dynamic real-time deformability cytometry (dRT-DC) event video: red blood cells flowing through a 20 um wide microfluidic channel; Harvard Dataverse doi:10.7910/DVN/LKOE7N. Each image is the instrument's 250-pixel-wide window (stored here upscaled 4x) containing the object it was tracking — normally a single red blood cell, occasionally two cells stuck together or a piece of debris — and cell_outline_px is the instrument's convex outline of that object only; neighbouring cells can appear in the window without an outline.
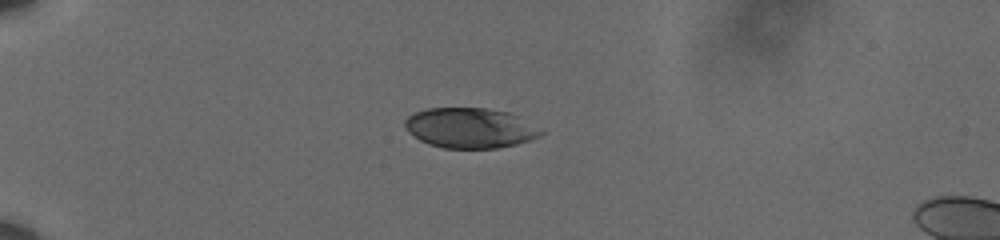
{"species": "human", "species_latin": "Homo sapiens", "temperature_condition": "cold", "stored_images_in_passage": 43, "camera_frame_rate_fps": 3000, "um_per_image_px": 0.085, "donor": {"sex": "male"}, "frame": {"image": 1, "passage_image": 1, "time_ms": 0.0, "image_size_px": [1000, 240], "cell_outline_px": [[544, 132], [540, 136], [532, 140], [516, 144], [496, 148], [444, 148], [428, 144], [420, 140], [408, 132], [404, 128], [404, 120], [408, 116], [416, 112], [428, 108], [488, 108], [508, 112], [516, 116]], "centroid_in_image_um": [39.91, 10.88], "position_along_channel_um": 45.1, "area_um2": 31.67}}
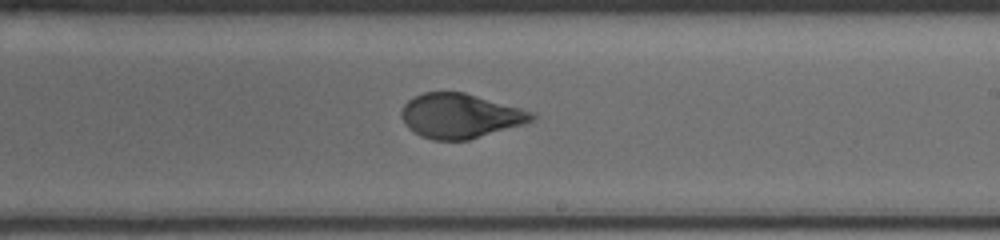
{"frame": {"image": 2, "passage_image": 22, "time_ms": 7.0, "image_size_px": [1000, 240], "cell_outline_px": [[536, 116], [532, 120], [524, 124], [468, 140], [432, 140], [420, 136], [408, 128], [404, 124], [400, 116], [400, 112], [404, 104], [408, 100], [424, 92], [464, 92], [520, 108], [532, 112]], "centroid_in_image_um": [39.07, 9.85], "position_along_channel_um": 249.9, "area_um2": 33.76}}
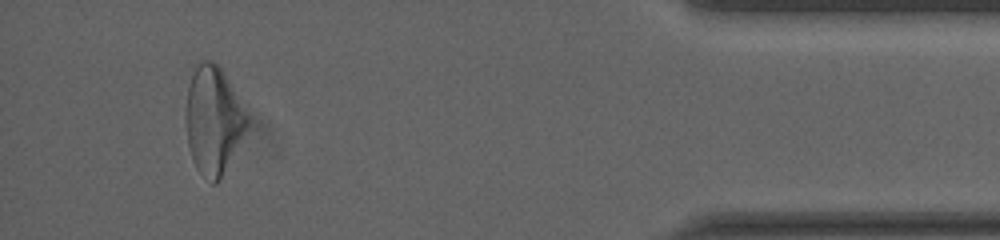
{"frame": {"image": 3, "passage_image": 40, "time_ms": 13.0, "image_size_px": [1000, 240], "cell_outline_px": [[248, 124], [216, 184], [212, 184], [196, 168], [192, 160], [188, 144], [184, 120], [184, 116], [188, 88], [192, 76], [196, 68], [204, 60], [212, 60], [224, 72], [248, 116]], "centroid_in_image_um": [18.08, 10.2], "position_along_channel_um": 417.1, "area_um2": 37.63}, "authors_computed_cell_mechanics": {"area_um2": 34.2176, "velocity_mm_per_s": 3.6051, "shape_relaxation_time_tau1_ms": 5.5075, "shape_relaxation_time_tau2_ms": 0.6607, "deformation_change_tau1": 0.1872, "deformation_change_tau2": 0.048}}